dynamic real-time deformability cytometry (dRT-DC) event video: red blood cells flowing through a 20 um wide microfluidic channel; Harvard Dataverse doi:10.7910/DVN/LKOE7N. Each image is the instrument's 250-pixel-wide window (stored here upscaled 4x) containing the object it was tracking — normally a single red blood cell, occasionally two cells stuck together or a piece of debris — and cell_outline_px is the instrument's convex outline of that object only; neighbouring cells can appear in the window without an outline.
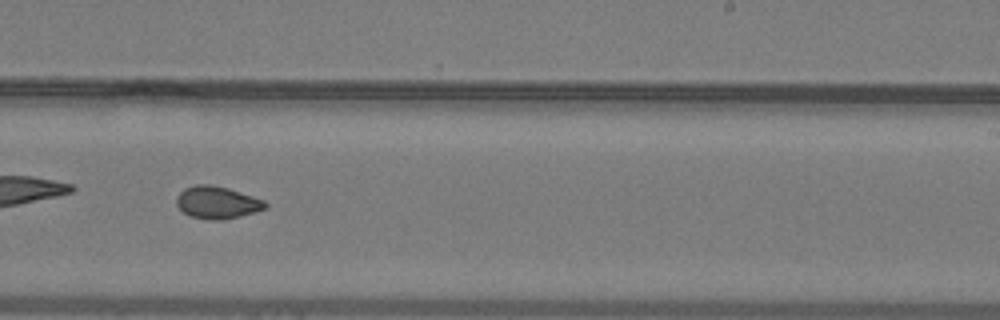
{"species": "common noctule bat (a hibernating species)", "species_latin": "Nyctalus noctula", "temperature_condition": "warm", "stored_images_in_passage": 35, "camera_frame_rate_fps": 3000, "um_per_image_px": 0.085, "animal": {"sex": "male", "body_mass_g": 19.2, "forearm_length_mm": 51.8}, "frame": {"image": 1, "passage_image": 16, "time_ms": 5.0, "image_size_px": [1000, 320], "cell_outline_px": [[268, 204], [264, 208], [256, 212], [240, 216], [220, 220], [208, 220], [192, 216], [184, 212], [176, 204], [176, 196], [184, 188], [196, 184], [212, 184], [228, 188], [264, 200]], "centroid_in_image_um": [18.44, 17.2], "position_along_channel_um": 270.6, "area_um2": 16.7}, "authors_computed_cell_mechanics": {"area_um2": 16.5886, "velocity_mm_per_s": 4.0627, "shape_relaxation_time_tau1_ms": null, "shape_relaxation_time_tau2_ms": 1.8564, "deformation_change_tau1": null, "deformation_change_tau2": 0.053}}